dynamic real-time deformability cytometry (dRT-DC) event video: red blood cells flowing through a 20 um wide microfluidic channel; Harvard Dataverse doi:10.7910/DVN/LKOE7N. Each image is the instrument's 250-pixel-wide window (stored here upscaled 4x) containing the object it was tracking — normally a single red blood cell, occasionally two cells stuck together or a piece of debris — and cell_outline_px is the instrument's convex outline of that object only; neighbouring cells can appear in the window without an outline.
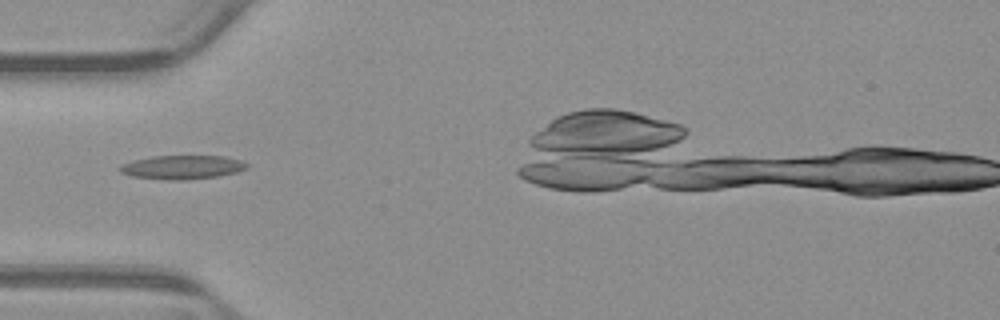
{"species": "common noctule bat (a hibernating species)", "species_latin": "Nyctalus noctula", "temperature_condition": "warm", "stored_images_in_passage": 47, "camera_frame_rate_fps": 3000, "um_per_image_px": 0.085, "animal": {"sex": "male", "body_mass_g": 23.1, "forearm_length_mm": 52.7}, "frame": {"image": 1, "passage_image": 18, "time_ms": 5.667, "image_size_px": [1000, 320], "cell_outline_px": [[248, 168], [236, 172], [220, 176], [188, 180], [168, 180], [132, 176], [120, 172], [116, 168], [120, 164], [152, 156], [224, 156], [240, 160], [248, 164]], "centroid_in_image_um": [15.48, 14.22], "position_along_channel_um": 69.5, "area_um2": 17.74}}
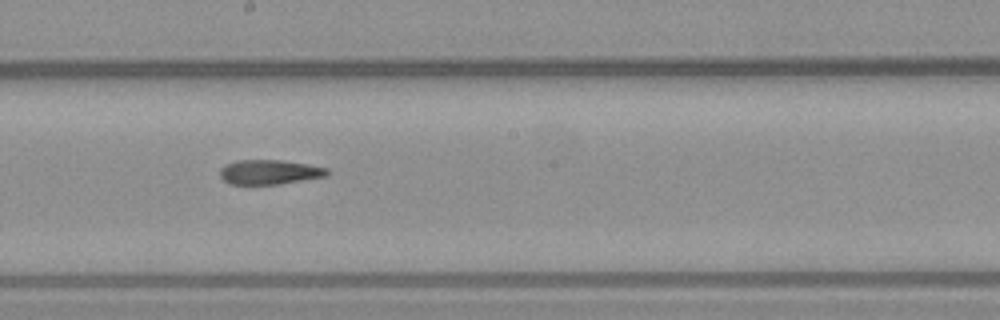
{"frame": {"image": 2, "passage_image": 30, "time_ms": 9.667, "image_size_px": [1000, 320], "cell_outline_px": [[328, 172], [324, 176], [280, 184], [228, 184], [220, 176], [220, 168], [236, 160], [280, 160], [328, 168]], "centroid_in_image_um": [22.85, 14.63], "position_along_channel_um": 225.4, "area_um2": 15.09}}
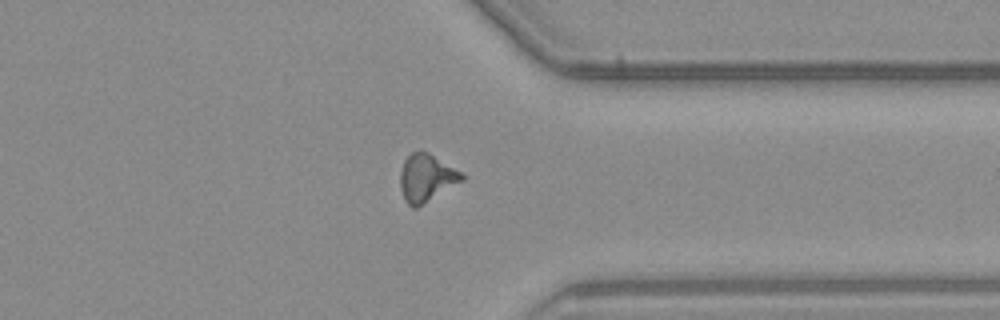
{"frame": {"image": 3, "passage_image": 42, "time_ms": 13.667, "image_size_px": [1000, 320], "cell_outline_px": [[464, 180], [416, 208], [412, 208], [404, 200], [400, 188], [400, 172], [404, 160], [412, 152], [428, 152], [464, 172]], "centroid_in_image_um": [36.26, 15.13], "position_along_channel_um": 375.1, "area_um2": 17.17}, "authors_computed_cell_mechanics": {"area_um2": 16.4152, "velocity_mm_per_s": 3.8697, "shape_relaxation_time_tau1_ms": null, "shape_relaxation_time_tau2_ms": 4.4749, "deformation_change_tau1": null, "deformation_change_tau2": 0.1438}}